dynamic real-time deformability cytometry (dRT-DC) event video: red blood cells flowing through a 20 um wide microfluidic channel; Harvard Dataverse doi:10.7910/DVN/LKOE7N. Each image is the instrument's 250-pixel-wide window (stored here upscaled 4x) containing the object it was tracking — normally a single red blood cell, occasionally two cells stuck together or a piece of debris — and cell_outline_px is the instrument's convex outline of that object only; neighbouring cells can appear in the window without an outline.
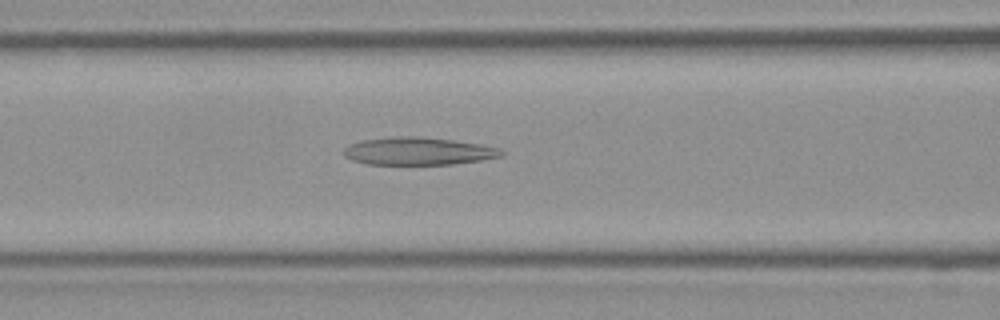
{"species": "Egyptian fruit bat (a non-hibernating species)", "species_latin": "Rousettus aegyptiacus", "temperature_condition": "room temperature", "stored_images_in_passage": 32, "camera_frame_rate_fps": 3000, "um_per_image_px": 0.085, "frame": {"image": 1, "passage_image": 6, "time_ms": 1.667, "image_size_px": [1000, 320], "cell_outline_px": [[504, 152], [500, 156], [480, 160], [452, 164], [368, 164], [352, 160], [344, 156], [344, 148], [360, 140], [392, 136], [420, 136], [452, 140], [480, 144], [500, 148]], "centroid_in_image_um": [35.52, 12.84], "position_along_channel_um": 131.1, "area_um2": 25.32}}
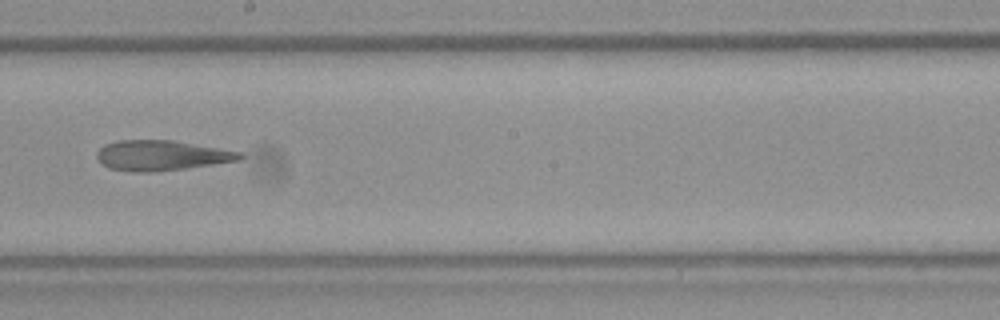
{"frame": {"image": 2, "passage_image": 13, "time_ms": 4.0, "image_size_px": [1000, 320], "cell_outline_px": [[244, 156], [240, 160], [184, 168], [148, 172], [136, 172], [108, 168], [96, 156], [96, 152], [104, 144], [116, 140], [172, 140], [240, 152]], "centroid_in_image_um": [13.68, 13.2], "position_along_channel_um": 234.5, "area_um2": 24.8}}
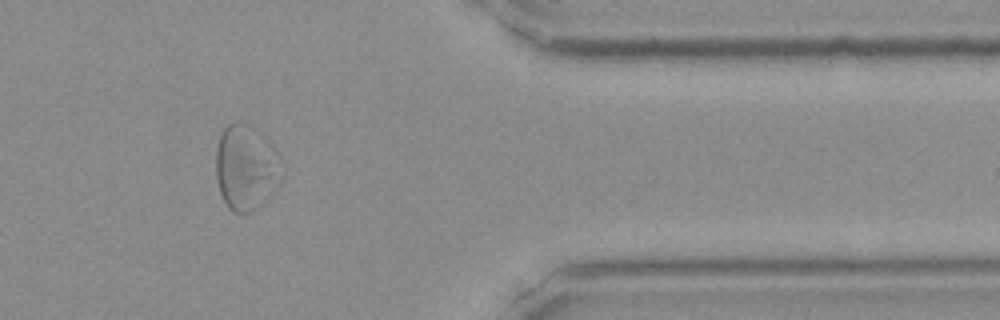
{"frame": {"image": 3, "passage_image": 25, "time_ms": 8.0, "image_size_px": [1000, 320], "cell_outline_px": [[268, 200], [252, 212], [232, 212], [228, 208], [220, 192], [216, 176], [216, 148], [220, 132], [232, 120], [240, 120], [244, 124], [264, 176]], "centroid_in_image_um": [20.33, 14.46], "position_along_channel_um": 391.1, "area_um2": 24.85}}